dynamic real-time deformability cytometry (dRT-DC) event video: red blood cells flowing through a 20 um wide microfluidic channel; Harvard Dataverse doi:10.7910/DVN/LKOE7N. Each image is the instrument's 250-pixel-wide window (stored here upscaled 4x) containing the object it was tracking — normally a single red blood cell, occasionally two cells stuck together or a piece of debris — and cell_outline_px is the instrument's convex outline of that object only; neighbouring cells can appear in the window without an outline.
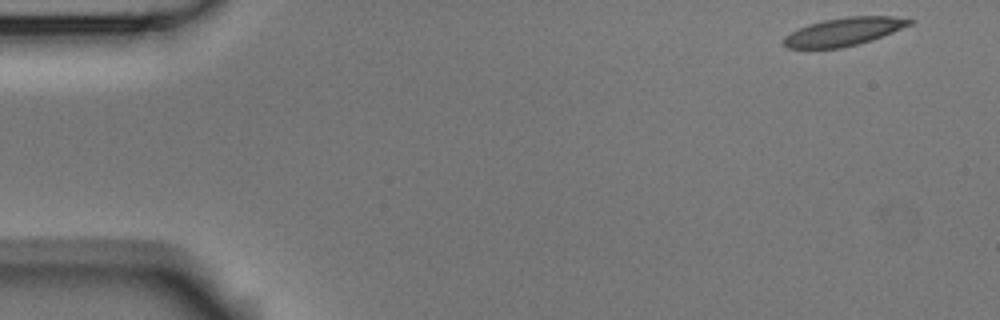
{"species": "Egyptian fruit bat (a non-hibernating species)", "species_latin": "Rousettus aegyptiacus", "temperature_condition": "room temperature", "stored_images_in_passage": 4, "camera_frame_rate_fps": 3000, "um_per_image_px": 0.085, "animal": {"sex": "male"}, "frame": {"image": 1, "passage_image": 1, "time_ms": 0.0, "image_size_px": [1000, 320], "cell_outline_px": [[916, 20], [912, 24], [872, 40], [840, 48], [788, 48], [784, 44], [784, 36], [808, 24], [824, 20], [848, 16], [892, 16]], "centroid_in_image_um": [71.75, 2.68], "position_along_channel_um": 13.2, "area_um2": 20.35}}
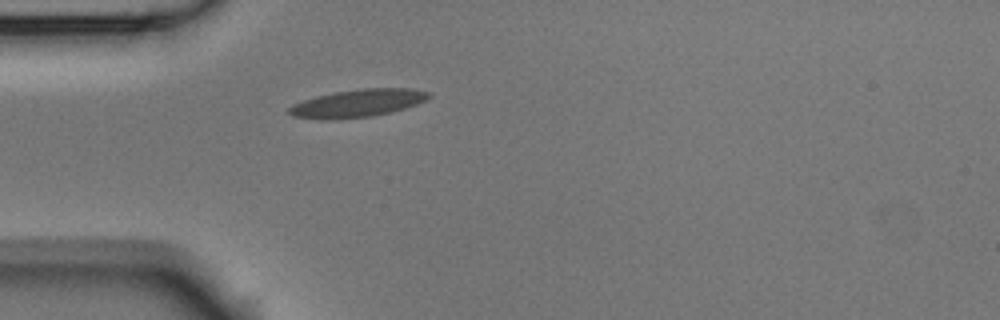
{"frame": {"image": 2, "passage_image": 4, "time_ms": 1.0, "image_size_px": [1000, 320], "cell_outline_px": [[432, 96], [416, 104], [404, 108], [372, 116], [292, 116], [288, 112], [288, 108], [292, 104], [316, 96], [332, 92], [364, 88], [408, 88], [428, 92]], "centroid_in_image_um": [30.48, 8.7], "position_along_channel_um": 54.5, "area_um2": 21.21}}